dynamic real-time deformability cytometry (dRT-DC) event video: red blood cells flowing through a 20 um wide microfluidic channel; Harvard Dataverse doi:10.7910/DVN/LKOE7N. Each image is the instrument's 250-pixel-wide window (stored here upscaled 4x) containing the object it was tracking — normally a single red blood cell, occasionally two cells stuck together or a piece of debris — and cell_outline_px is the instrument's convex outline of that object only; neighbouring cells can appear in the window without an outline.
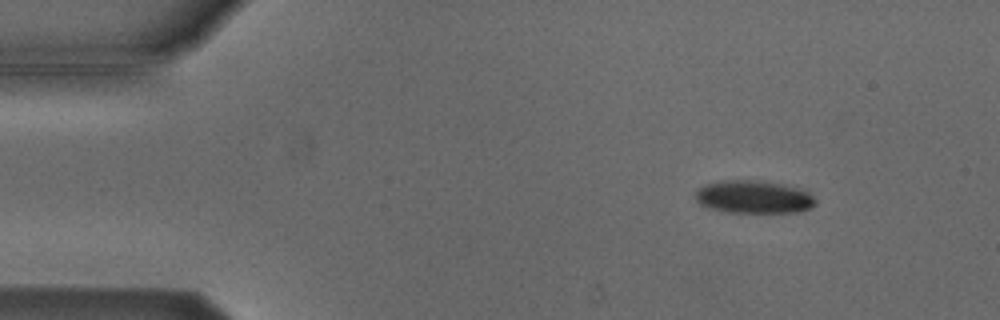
{"species": "Egyptian fruit bat (a non-hibernating species)", "species_latin": "Rousettus aegyptiacus", "temperature_condition": "cold", "stored_images_in_passage": 5, "camera_frame_rate_fps": 3000, "um_per_image_px": 0.085, "animal": {"sex": "male"}, "frame": {"image": 1, "passage_image": 1, "time_ms": 0.0, "image_size_px": [1000, 320], "cell_outline_px": [[816, 204], [808, 208], [796, 212], [728, 212], [708, 208], [700, 204], [692, 196], [696, 188], [704, 184], [724, 180], [760, 180], [784, 184], [808, 192], [816, 200]], "centroid_in_image_um": [63.98, 16.73], "position_along_channel_um": 21.0, "area_um2": 23.18}}
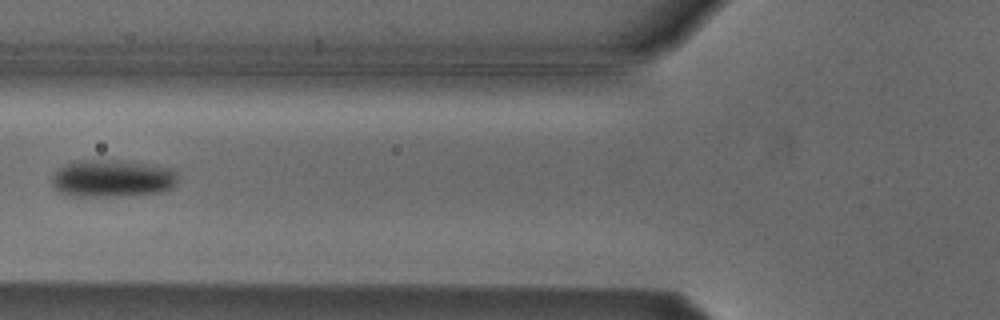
{"frame": {"image": 2, "passage_image": 5, "time_ms": 4.667, "image_size_px": [1000, 320], "cell_outline_px": [[176, 184], [172, 188], [160, 192], [108, 196], [64, 196], [56, 192], [52, 184], [52, 176], [64, 164], [76, 160], [120, 160], [172, 168], [176, 172]], "centroid_in_image_um": [9.48, 15.16], "position_along_channel_um": 116.3, "area_um2": 27.51}}